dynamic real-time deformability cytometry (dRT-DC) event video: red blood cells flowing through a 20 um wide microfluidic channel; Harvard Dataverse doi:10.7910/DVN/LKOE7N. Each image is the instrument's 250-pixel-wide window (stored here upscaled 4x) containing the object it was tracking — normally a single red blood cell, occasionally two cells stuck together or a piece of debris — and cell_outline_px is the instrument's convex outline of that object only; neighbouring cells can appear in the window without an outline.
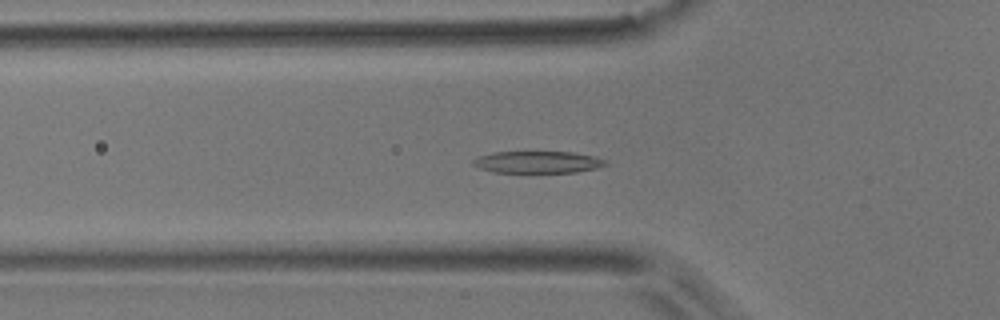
{"species": "common noctule bat (a hibernating species)", "species_latin": "Nyctalus noctula", "temperature_condition": "room temperature", "stored_images_in_passage": 48, "camera_frame_rate_fps": 3000, "um_per_image_px": 0.085, "animal": {"sex": "male", "body_mass_g": 17.9}, "frame": {"image": 1, "passage_image": 13, "time_ms": 4.0, "image_size_px": [1000, 320], "cell_outline_px": [[608, 164], [596, 168], [576, 172], [492, 172], [480, 168], [472, 164], [472, 160], [476, 156], [492, 152], [572, 152], [592, 156], [604, 160]], "centroid_in_image_um": [45.63, 13.77], "position_along_channel_um": 80.2, "area_um2": 16.82}}
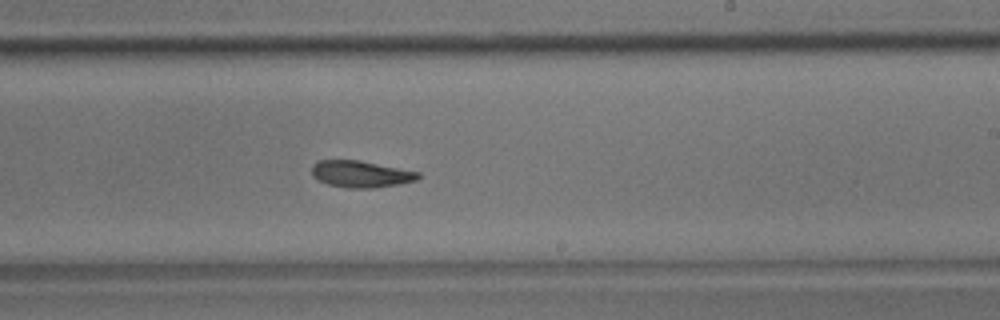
{"frame": {"image": 2, "passage_image": 27, "time_ms": 8.667, "image_size_px": [1000, 320], "cell_outline_px": [[420, 176], [416, 180], [376, 188], [348, 188], [328, 184], [312, 176], [312, 164], [316, 160], [360, 160], [420, 172]], "centroid_in_image_um": [30.65, 14.78], "position_along_channel_um": 258.4, "area_um2": 16.53}}
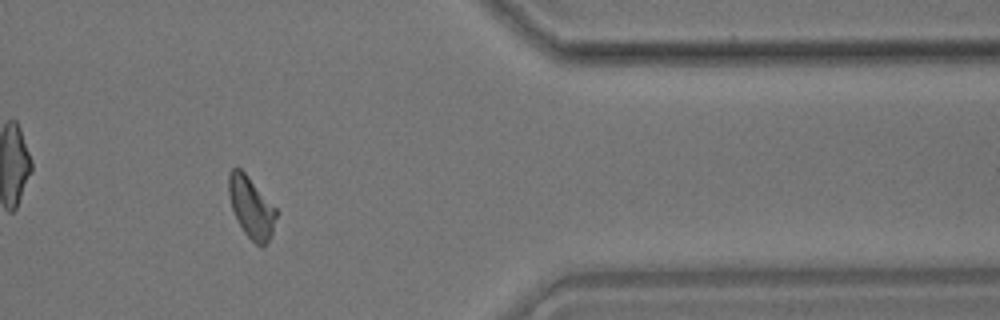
{"frame": {"image": 3, "passage_image": 39, "time_ms": 12.667, "image_size_px": [1000, 320], "cell_outline_px": [[276, 216], [272, 232], [264, 248], [260, 248], [244, 232], [232, 208], [228, 192], [228, 172], [232, 168], [240, 168], [244, 172], [276, 208]], "centroid_in_image_um": [21.34, 17.63], "position_along_channel_um": 390.1, "area_um2": 16.65}, "authors_computed_cell_mechanics": {"area_um2": 17.2533, "velocity_mm_per_s": 3.8152, "shape_relaxation_time_tau1_ms": 3.2146, "shape_relaxation_time_tau2_ms": 5.8044, "deformation_change_tau1": 0.152, "deformation_change_tau2": 0.1459}}